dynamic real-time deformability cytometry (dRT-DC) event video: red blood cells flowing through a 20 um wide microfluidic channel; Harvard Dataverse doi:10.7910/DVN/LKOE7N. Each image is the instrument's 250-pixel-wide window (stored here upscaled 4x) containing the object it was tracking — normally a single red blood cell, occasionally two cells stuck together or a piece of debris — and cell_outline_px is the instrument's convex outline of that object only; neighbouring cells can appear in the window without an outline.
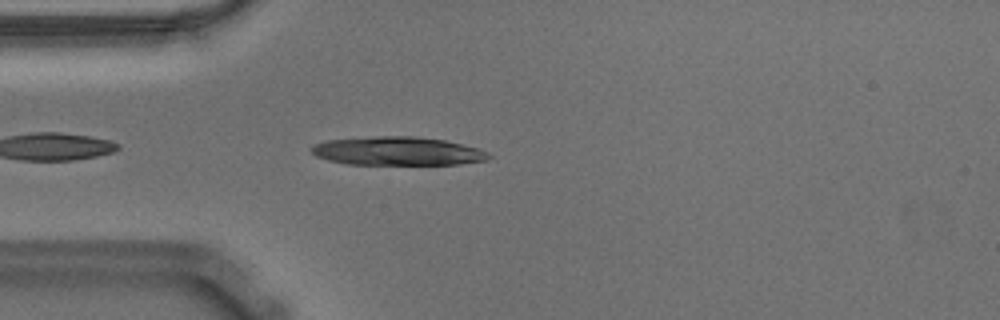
{"species": "Egyptian fruit bat (a non-hibernating species)", "species_latin": "Rousettus aegyptiacus", "temperature_condition": "warm", "stored_images_in_passage": 15, "camera_frame_rate_fps": 3000, "um_per_image_px": 0.085, "animal": {"sex": "male"}, "frame": {"image": 1, "passage_image": 3, "time_ms": 0.667, "image_size_px": [1000, 320], "cell_outline_px": [[492, 156], [488, 160], [460, 164], [344, 164], [328, 160], [316, 156], [308, 148], [312, 144], [328, 140], [376, 136], [416, 136], [444, 140], [476, 148], [488, 152]], "centroid_in_image_um": [33.75, 12.84], "position_along_channel_um": 51.2, "area_um2": 29.54}}
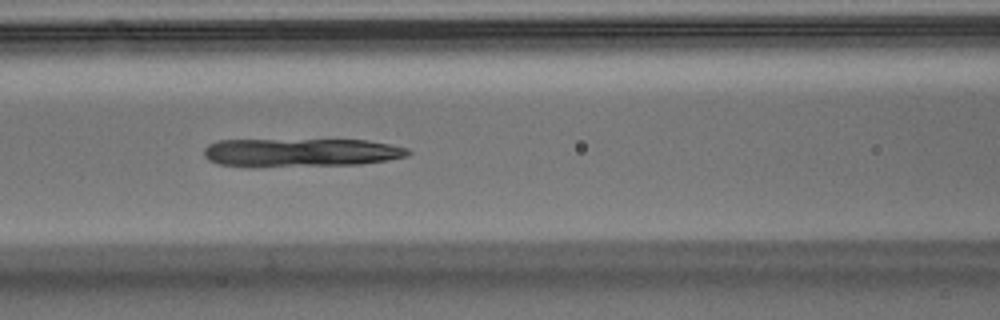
{"frame": {"image": 2, "passage_image": 11, "time_ms": 3.333, "image_size_px": [1000, 320], "cell_outline_px": [[412, 152], [408, 156], [388, 160], [360, 164], [256, 168], [248, 168], [220, 164], [208, 160], [204, 156], [204, 148], [208, 144], [220, 140], [368, 140], [408, 148]], "centroid_in_image_um": [25.53, 12.99], "position_along_channel_um": 141.1, "area_um2": 34.51}}